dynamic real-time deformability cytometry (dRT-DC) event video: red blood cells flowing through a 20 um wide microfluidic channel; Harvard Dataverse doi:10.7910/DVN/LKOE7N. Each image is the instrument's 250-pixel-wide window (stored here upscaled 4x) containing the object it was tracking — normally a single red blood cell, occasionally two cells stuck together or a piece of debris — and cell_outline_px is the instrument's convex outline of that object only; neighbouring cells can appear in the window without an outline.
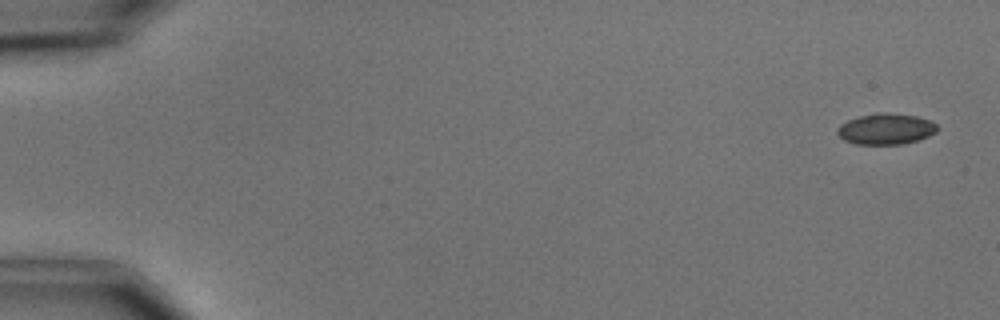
{"species": "common noctule bat (a hibernating species)", "species_latin": "Nyctalus noctula", "temperature_condition": "cold", "stored_images_in_passage": 5, "camera_frame_rate_fps": 3000, "um_per_image_px": 0.085, "animal": {"sex": "male", "body_mass_g": 15.6}, "frame": {"image": 1, "passage_image": 1, "time_ms": 0.0, "image_size_px": [1000, 320], "cell_outline_px": [[940, 128], [936, 132], [928, 136], [916, 140], [900, 144], [856, 144], [844, 140], [836, 132], [836, 128], [840, 124], [848, 120], [860, 116], [876, 112], [884, 112], [916, 116], [928, 120], [936, 124]], "centroid_in_image_um": [75.28, 10.95], "position_along_channel_um": 9.7, "area_um2": 17.98}}
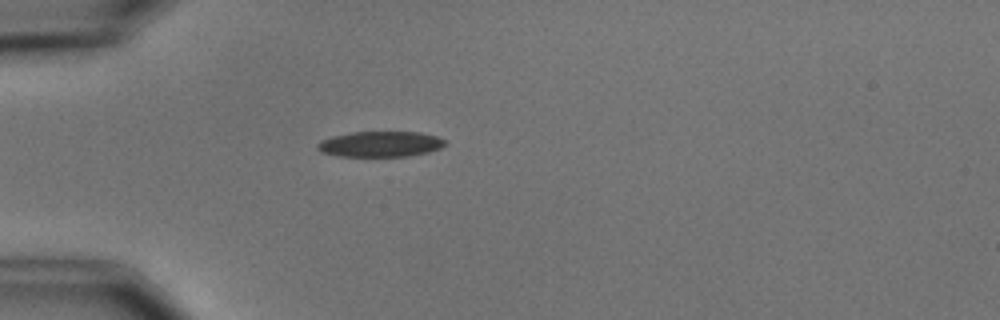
{"frame": {"image": 2, "passage_image": 5, "time_ms": 4.667, "image_size_px": [1000, 320], "cell_outline_px": [[448, 144], [440, 148], [428, 152], [408, 156], [336, 156], [320, 152], [316, 148], [316, 144], [320, 140], [332, 136], [352, 132], [420, 132], [436, 136], [448, 140]], "centroid_in_image_um": [32.33, 12.24], "position_along_channel_um": 52.7, "area_um2": 19.25}}